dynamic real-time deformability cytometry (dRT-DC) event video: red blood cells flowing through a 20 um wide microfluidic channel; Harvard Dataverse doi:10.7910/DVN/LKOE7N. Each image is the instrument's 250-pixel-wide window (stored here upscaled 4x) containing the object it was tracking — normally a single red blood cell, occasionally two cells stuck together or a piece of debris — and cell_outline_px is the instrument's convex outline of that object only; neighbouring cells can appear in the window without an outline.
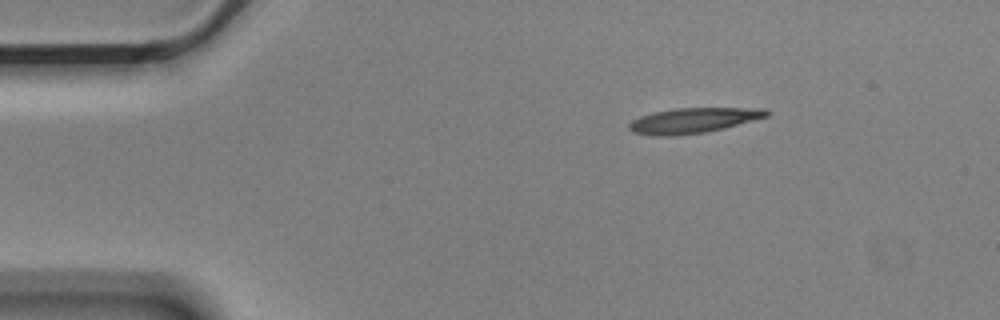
{"species": "Egyptian fruit bat (a non-hibernating species)", "species_latin": "Rousettus aegyptiacus", "temperature_condition": "cold", "stored_images_in_passage": 3, "camera_frame_rate_fps": 3000, "um_per_image_px": 0.085, "animal": {"sex": "male"}, "frame": {"image": 1, "passage_image": 1, "time_ms": 0.0, "image_size_px": [1000, 320], "cell_outline_px": [[768, 116], [724, 128], [704, 132], [672, 136], [652, 136], [632, 132], [628, 128], [628, 124], [632, 120], [640, 116], [656, 112], [676, 108], [768, 108]], "centroid_in_image_um": [58.9, 10.24], "position_along_channel_um": 26.1, "area_um2": 20.11}}